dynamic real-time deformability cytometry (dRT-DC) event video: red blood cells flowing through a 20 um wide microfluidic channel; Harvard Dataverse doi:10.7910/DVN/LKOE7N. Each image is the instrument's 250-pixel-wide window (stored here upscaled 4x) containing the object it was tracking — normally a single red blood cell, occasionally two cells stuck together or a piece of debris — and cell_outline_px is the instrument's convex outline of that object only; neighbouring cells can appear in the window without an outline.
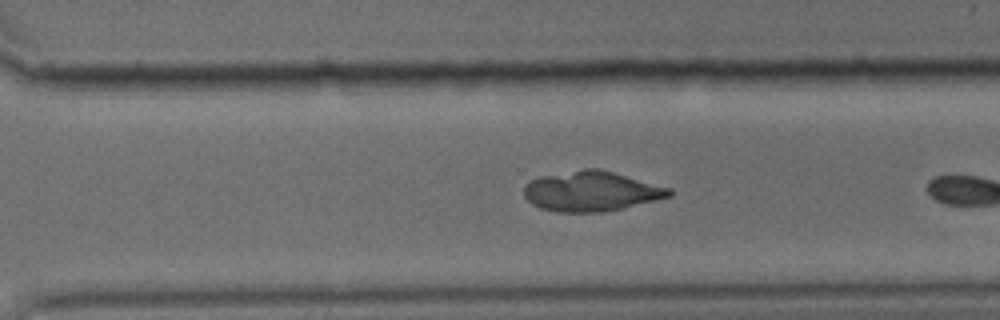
{"species": "common noctule bat (a hibernating species)", "species_latin": "Nyctalus noctula", "temperature_condition": "cold", "stored_images_in_passage": 26, "camera_frame_rate_fps": 3000, "um_per_image_px": 0.085, "animal": {"sex": "male", "body_mass_g": 15.6}, "frame": {"image": 1, "passage_image": 21, "time_ms": 6.667, "image_size_px": [1000, 320], "cell_outline_px": [[672, 196], [656, 200], [604, 212], [556, 212], [540, 208], [532, 204], [524, 196], [524, 184], [540, 176], [584, 168], [596, 168], [612, 172], [672, 188]], "centroid_in_image_um": [50.24, 16.26], "position_along_channel_um": 320.4, "area_um2": 33.81}}
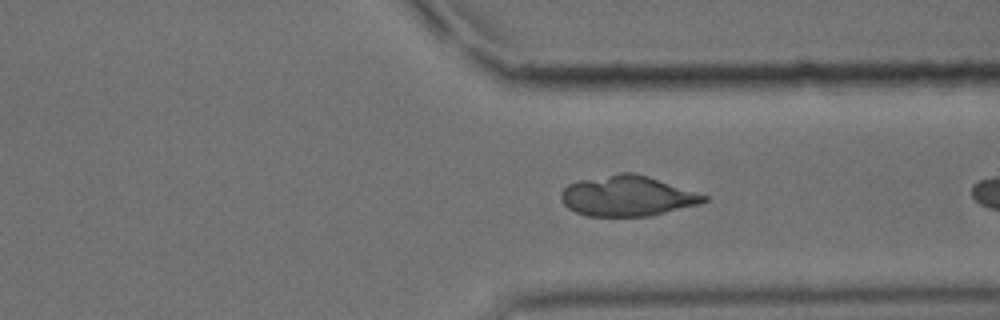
{"frame": {"image": 2, "passage_image": 24, "time_ms": 7.667, "image_size_px": [1000, 320], "cell_outline_px": [[708, 200], [700, 204], [652, 216], [588, 216], [576, 212], [568, 208], [564, 204], [560, 196], [560, 192], [568, 184], [580, 180], [620, 172], [632, 172], [648, 176], [708, 196]], "centroid_in_image_um": [53.32, 16.66], "position_along_channel_um": 358.1, "area_um2": 33.64}}